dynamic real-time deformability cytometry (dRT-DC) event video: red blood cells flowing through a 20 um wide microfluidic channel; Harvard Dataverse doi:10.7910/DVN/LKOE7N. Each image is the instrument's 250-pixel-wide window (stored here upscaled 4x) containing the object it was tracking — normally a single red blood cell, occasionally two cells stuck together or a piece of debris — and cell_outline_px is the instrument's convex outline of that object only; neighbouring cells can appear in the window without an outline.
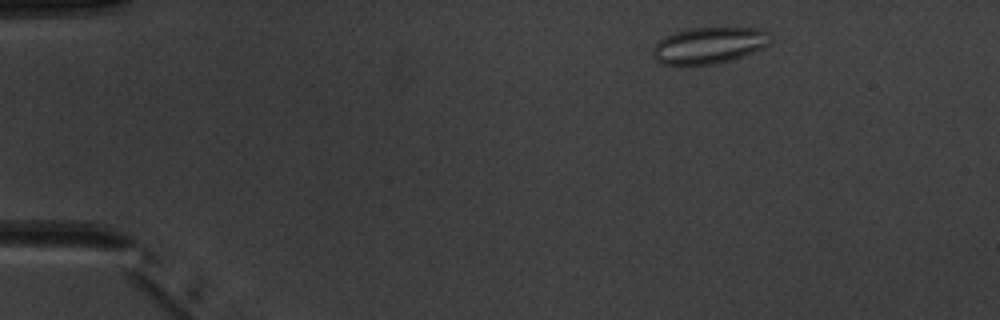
{"species": "common noctule bat (a hibernating species)", "species_latin": "Nyctalus noctula", "temperature_condition": "warm", "stored_images_in_passage": 5, "camera_frame_rate_fps": 3000, "um_per_image_px": 0.085, "animal": {"sex": "male", "body_mass_g": 20.1, "forearm_length_mm": 53.5}, "frame": {"image": 1, "passage_image": 2, "time_ms": 1.333, "image_size_px": [1000, 320], "cell_outline_px": [[772, 40], [764, 48], [744, 56], [732, 60], [716, 64], [660, 64], [656, 60], [652, 52], [652, 48], [664, 36], [688, 28], [764, 28], [768, 32]], "centroid_in_image_um": [60.31, 3.85], "position_along_channel_um": 24.7, "area_um2": 25.09}}
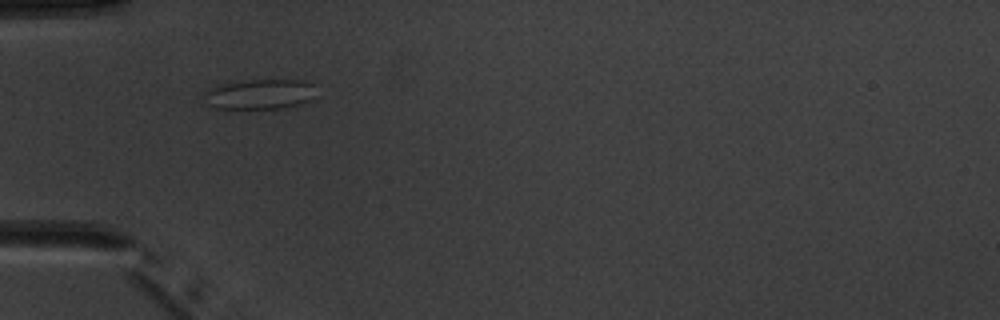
{"frame": {"image": 2, "passage_image": 4, "time_ms": 4.333, "image_size_px": [1000, 320], "cell_outline_px": [[312, 100], [304, 104], [280, 108], [216, 108], [196, 100], [200, 92], [208, 88], [220, 84], [252, 80], [304, 80], [312, 84]], "centroid_in_image_um": [21.92, 8.02], "position_along_channel_um": 63.1, "area_um2": 20.06}}
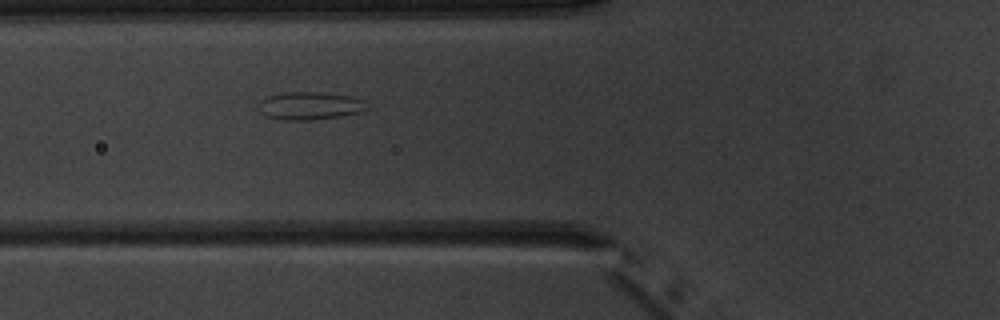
{"frame": {"image": 3, "passage_image": 5, "time_ms": 5.333, "image_size_px": [1000, 320], "cell_outline_px": [[368, 108], [360, 112], [340, 116], [312, 120], [284, 120], [268, 116], [260, 112], [260, 100], [268, 96], [284, 92], [324, 92], [352, 96], [364, 100]], "centroid_in_image_um": [26.37, 8.98], "position_along_channel_um": 99.4, "area_um2": 17.57}}